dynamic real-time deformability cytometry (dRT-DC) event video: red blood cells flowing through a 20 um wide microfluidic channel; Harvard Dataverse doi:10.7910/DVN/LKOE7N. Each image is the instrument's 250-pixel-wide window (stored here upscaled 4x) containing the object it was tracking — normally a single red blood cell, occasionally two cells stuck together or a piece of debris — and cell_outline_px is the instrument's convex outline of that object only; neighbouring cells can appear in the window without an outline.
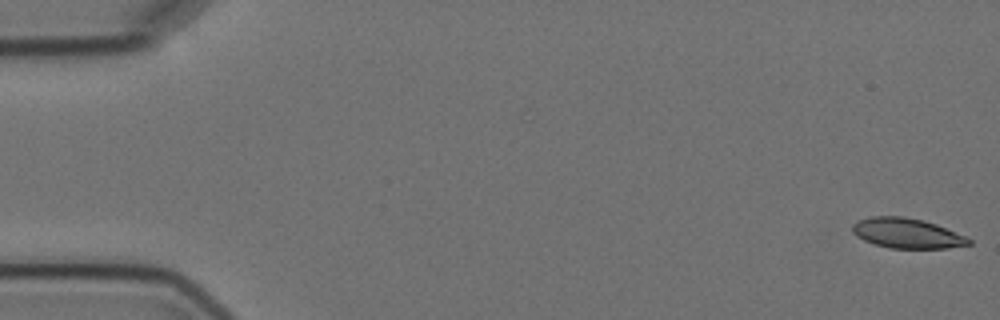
{"species": "Egyptian fruit bat (a non-hibernating species)", "species_latin": "Rousettus aegyptiacus", "temperature_condition": "cold", "stored_images_in_passage": 5, "camera_frame_rate_fps": 3000, "um_per_image_px": 0.085, "animal": {"sex": "female"}, "frame": {"image": 1, "passage_image": 1, "time_ms": 0.0, "image_size_px": [1000, 320], "cell_outline_px": [[972, 244], [948, 248], [888, 248], [864, 240], [856, 236], [852, 232], [852, 224], [868, 216], [904, 216], [936, 224], [964, 236], [972, 240]], "centroid_in_image_um": [77.07, 19.82], "position_along_channel_um": 7.9, "area_um2": 20.23}}